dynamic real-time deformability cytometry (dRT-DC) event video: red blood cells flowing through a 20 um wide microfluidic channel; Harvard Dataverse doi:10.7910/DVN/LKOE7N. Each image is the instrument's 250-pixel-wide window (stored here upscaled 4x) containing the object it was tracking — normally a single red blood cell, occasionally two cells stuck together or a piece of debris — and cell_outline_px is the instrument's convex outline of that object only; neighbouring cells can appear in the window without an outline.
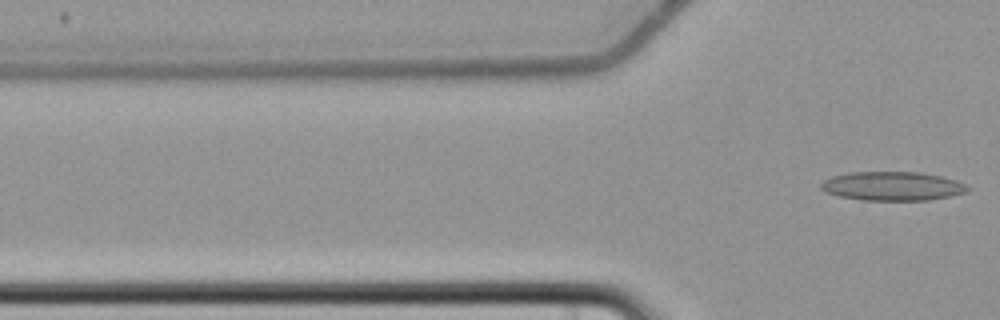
{"species": "common noctule bat (a hibernating species)", "species_latin": "Nyctalus noctula", "temperature_condition": "cold", "stored_images_in_passage": 6, "segment_of_instrument_passage": [2, 2], "camera_frame_rate_fps": 3000, "um_per_image_px": 0.085, "animal": {"sex": "female", "body_mass_g": 22.7, "forearm_length_mm": 54.2}, "frame": {"image": 1, "passage_image": 6, "time_ms": 6.0, "image_size_px": [1000, 320], "cell_outline_px": [[972, 188], [968, 192], [952, 196], [928, 200], [864, 200], [840, 196], [824, 192], [820, 188], [820, 184], [824, 180], [832, 176], [848, 172], [920, 172], [940, 176], [956, 180]], "centroid_in_image_um": [75.87, 15.82], "position_along_channel_um": 49.9, "area_um2": 24.85}}